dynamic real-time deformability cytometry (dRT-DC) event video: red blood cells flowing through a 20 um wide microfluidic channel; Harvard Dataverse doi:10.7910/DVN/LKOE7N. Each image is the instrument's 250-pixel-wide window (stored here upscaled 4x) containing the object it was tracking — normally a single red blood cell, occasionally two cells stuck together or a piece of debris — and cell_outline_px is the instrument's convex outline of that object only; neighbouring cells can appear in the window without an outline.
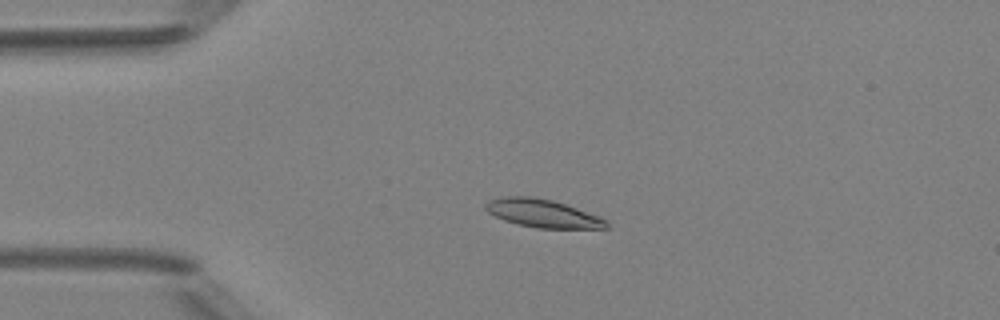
{"species": "Egyptian fruit bat (a non-hibernating species)", "species_latin": "Rousettus aegyptiacus", "temperature_condition": "room temperature", "stored_images_in_passage": 9, "camera_frame_rate_fps": 3000, "um_per_image_px": 0.085, "animal": {"sex": "female"}, "frame": {"image": 1, "passage_image": 4, "time_ms": 3.333, "image_size_px": [1000, 320], "cell_outline_px": [[608, 228], [536, 228], [516, 224], [504, 220], [488, 212], [484, 208], [484, 204], [488, 200], [504, 196], [532, 196], [552, 200], [600, 216], [608, 220]], "centroid_in_image_um": [46.11, 18.13], "position_along_channel_um": 38.9, "area_um2": 19.83}}
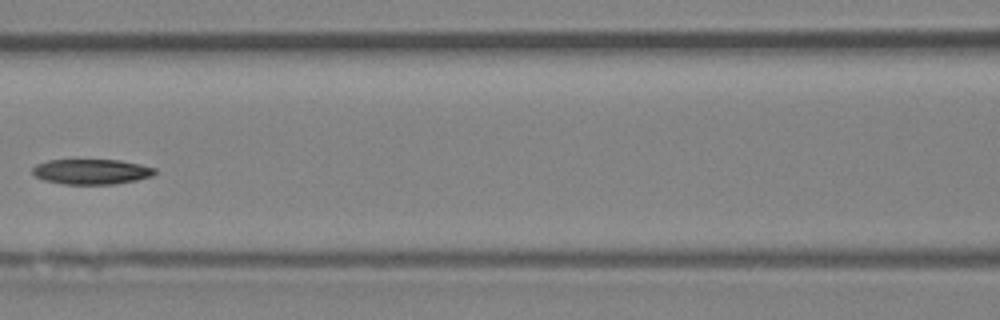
{"frame": {"image": 2, "passage_image": 7, "time_ms": 7.0, "image_size_px": [1000, 320], "cell_outline_px": [[156, 172], [152, 176], [136, 180], [116, 184], [64, 184], [44, 180], [36, 176], [32, 172], [32, 168], [36, 164], [48, 160], [120, 160], [140, 164], [156, 168]], "centroid_in_image_um": [7.78, 14.59], "position_along_channel_um": 158.8, "area_um2": 17.98}}
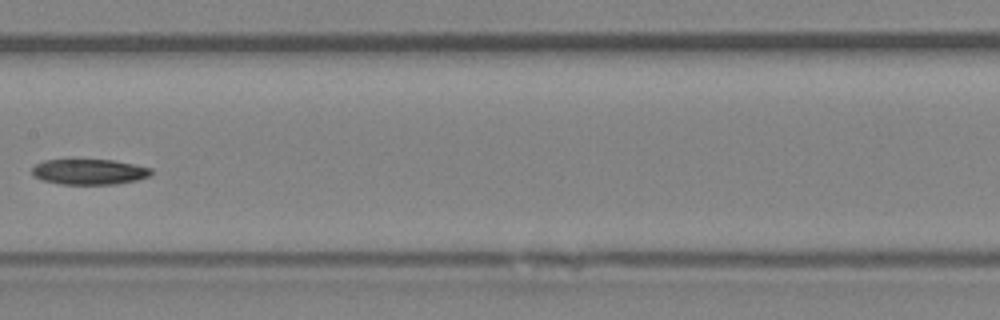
{"frame": {"image": 3, "passage_image": 8, "time_ms": 8.0, "image_size_px": [1000, 320], "cell_outline_px": [[152, 172], [148, 176], [136, 180], [116, 184], [60, 184], [40, 180], [32, 176], [32, 168], [36, 164], [44, 160], [112, 160], [152, 168]], "centroid_in_image_um": [7.54, 14.61], "position_along_channel_um": 199.9, "area_um2": 17.63}}